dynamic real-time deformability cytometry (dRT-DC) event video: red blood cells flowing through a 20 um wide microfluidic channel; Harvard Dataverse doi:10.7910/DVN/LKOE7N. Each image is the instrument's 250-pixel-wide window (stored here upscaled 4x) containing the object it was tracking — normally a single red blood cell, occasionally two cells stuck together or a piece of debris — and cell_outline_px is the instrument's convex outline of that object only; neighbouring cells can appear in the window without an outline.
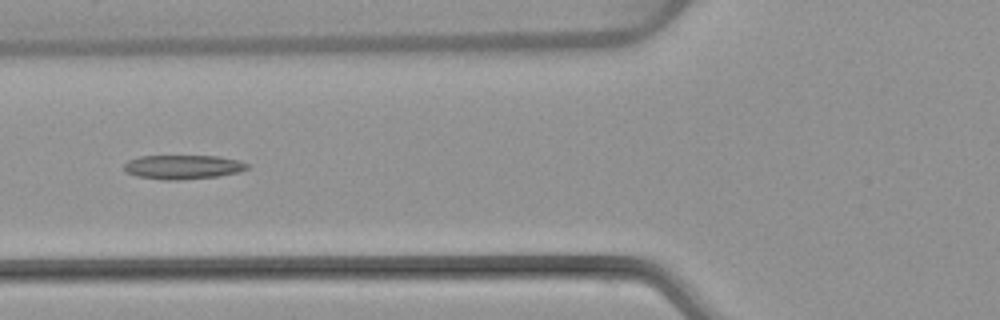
{"species": "common noctule bat (a hibernating species)", "species_latin": "Nyctalus noctula", "temperature_condition": "warm", "stored_images_in_passage": 6, "camera_frame_rate_fps": 3000, "um_per_image_px": 0.085, "animal": {"sex": "female", "body_mass_g": 22.7, "forearm_length_mm": 54.2}, "frame": {"image": 1, "passage_image": 6, "time_ms": 6.0, "image_size_px": [1000, 320], "cell_outline_px": [[248, 168], [240, 172], [220, 176], [176, 180], [164, 180], [136, 176], [124, 172], [124, 164], [128, 160], [140, 156], [220, 156], [240, 160], [248, 164]], "centroid_in_image_um": [15.55, 14.19], "position_along_channel_um": 110.2, "area_um2": 17.51}}